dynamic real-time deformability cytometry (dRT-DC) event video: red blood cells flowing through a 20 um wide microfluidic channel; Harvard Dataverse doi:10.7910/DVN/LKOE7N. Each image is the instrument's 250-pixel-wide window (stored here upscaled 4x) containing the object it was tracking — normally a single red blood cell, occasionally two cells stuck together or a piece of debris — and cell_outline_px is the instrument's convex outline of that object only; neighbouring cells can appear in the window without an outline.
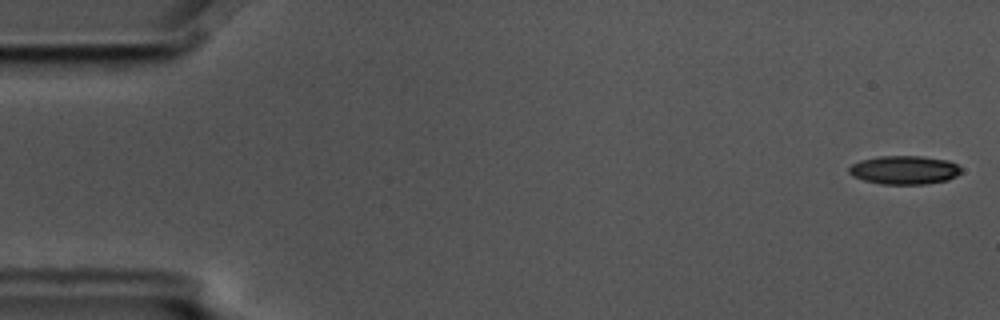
{"species": "common noctule bat (a hibernating species)", "species_latin": "Nyctalus noctula", "temperature_condition": "cold", "stored_images_in_passage": 57, "camera_frame_rate_fps": 3000, "um_per_image_px": 0.085, "animal": {"sex": "male", "body_mass_g": 17.5, "forearm_length_mm": 52.3}, "frame": {"image": 1, "passage_image": 2, "time_ms": 0.333, "image_size_px": [1000, 320], "cell_outline_px": [[960, 172], [956, 176], [948, 180], [924, 184], [880, 184], [864, 180], [852, 176], [848, 172], [848, 168], [852, 164], [860, 160], [876, 156], [920, 156], [948, 160], [956, 164], [960, 168]], "centroid_in_image_um": [76.83, 14.44], "position_along_channel_um": 8.2, "area_um2": 18.73}}
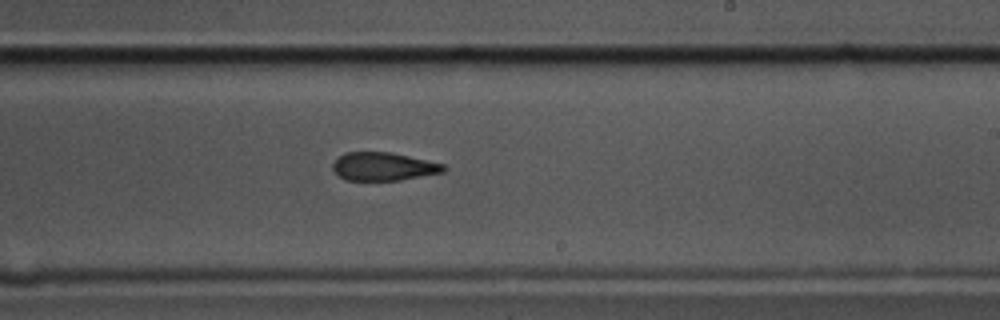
{"frame": {"image": 2, "passage_image": 34, "time_ms": 11.0, "image_size_px": [1000, 320], "cell_outline_px": [[448, 168], [444, 172], [400, 180], [344, 180], [332, 168], [332, 164], [344, 152], [392, 152], [444, 164]], "centroid_in_image_um": [32.61, 14.15], "position_along_channel_um": 256.4, "area_um2": 18.21}}
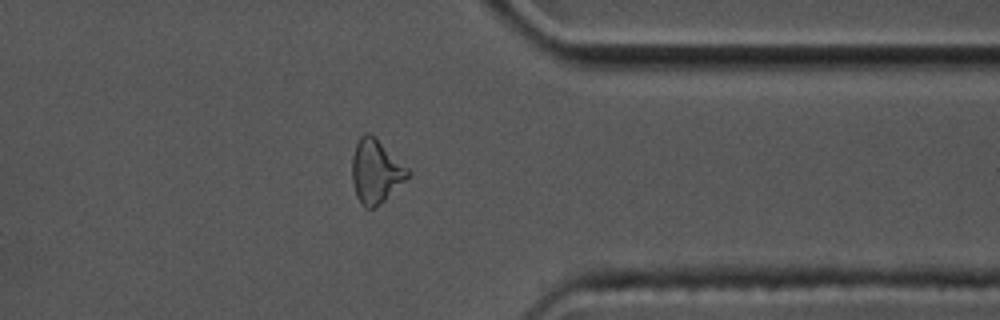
{"frame": {"image": 3, "passage_image": 45, "time_ms": 14.667, "image_size_px": [1000, 320], "cell_outline_px": [[412, 172], [384, 200], [372, 208], [364, 208], [360, 204], [356, 196], [352, 180], [352, 156], [356, 144], [360, 136], [364, 132], [368, 132], [376, 136]], "centroid_in_image_um": [31.91, 14.52], "position_along_channel_um": 379.5, "area_um2": 20.63}, "authors_computed_cell_mechanics": {"area_um2": 19.9988, "velocity_mm_per_s": 3.5776, "shape_relaxation_time_tau1_ms": null, "shape_relaxation_time_tau2_ms": 4.6321, "deformation_change_tau1": null, "deformation_change_tau2": 0.1482}}